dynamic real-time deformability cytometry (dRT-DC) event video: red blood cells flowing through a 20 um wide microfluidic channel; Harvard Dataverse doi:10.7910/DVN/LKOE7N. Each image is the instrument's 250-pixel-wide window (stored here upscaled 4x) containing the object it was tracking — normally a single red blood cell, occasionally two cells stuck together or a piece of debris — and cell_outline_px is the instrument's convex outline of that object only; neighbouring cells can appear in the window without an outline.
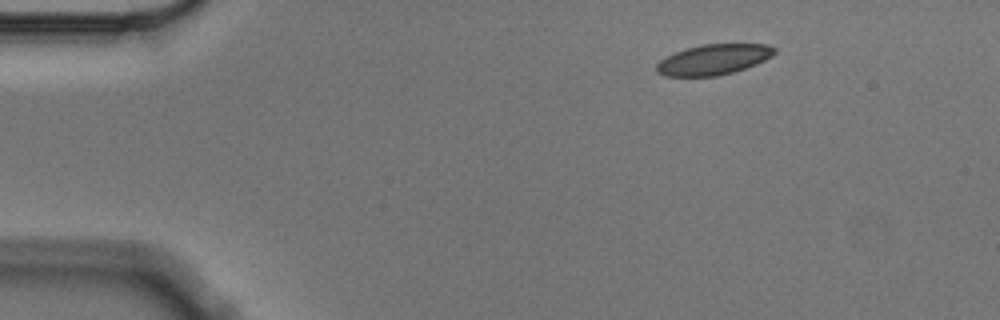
{"species": "Egyptian fruit bat (a non-hibernating species)", "species_latin": "Rousettus aegyptiacus", "temperature_condition": "cold", "stored_images_in_passage": 3, "camera_frame_rate_fps": 3000, "um_per_image_px": 0.085, "animal": {"sex": "male"}, "frame": {"image": 1, "passage_image": 1, "time_ms": 0.0, "image_size_px": [1000, 320], "cell_outline_px": [[776, 52], [772, 56], [756, 64], [732, 72], [716, 76], [664, 76], [656, 72], [656, 64], [660, 60], [676, 52], [700, 44], [768, 44], [776, 48]], "centroid_in_image_um": [60.65, 5.06], "position_along_channel_um": 24.3, "area_um2": 20.81}}